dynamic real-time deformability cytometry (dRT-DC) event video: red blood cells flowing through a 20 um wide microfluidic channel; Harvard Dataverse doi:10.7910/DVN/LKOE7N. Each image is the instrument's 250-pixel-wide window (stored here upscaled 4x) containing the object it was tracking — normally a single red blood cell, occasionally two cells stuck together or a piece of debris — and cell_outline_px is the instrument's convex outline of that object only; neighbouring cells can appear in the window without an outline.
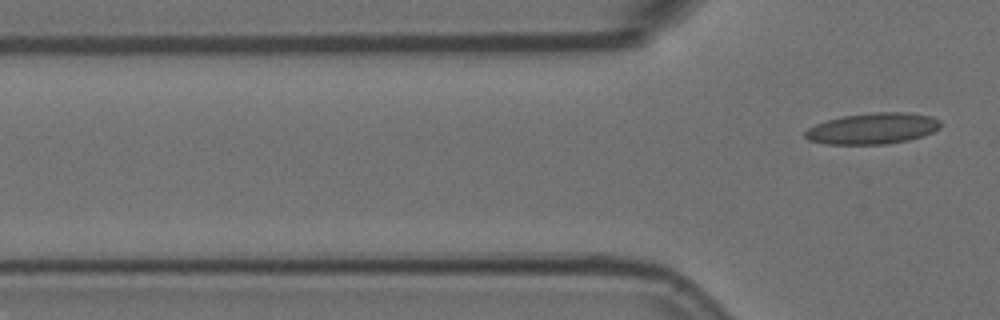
{"species": "Egyptian fruit bat (a non-hibernating species)", "species_latin": "Rousettus aegyptiacus", "temperature_condition": "room temperature", "stored_images_in_passage": 4, "camera_frame_rate_fps": 3000, "um_per_image_px": 0.085, "animal": {"sex": "female"}, "frame": {"image": 1, "passage_image": 4, "time_ms": 1.0, "image_size_px": [1000, 320], "cell_outline_px": [[940, 128], [932, 132], [908, 140], [884, 144], [824, 144], [808, 140], [804, 136], [804, 132], [808, 128], [816, 124], [828, 120], [844, 116], [876, 112], [904, 112], [932, 116], [940, 120]], "centroid_in_image_um": [74.16, 10.92], "position_along_channel_um": 51.6, "area_um2": 24.39}}